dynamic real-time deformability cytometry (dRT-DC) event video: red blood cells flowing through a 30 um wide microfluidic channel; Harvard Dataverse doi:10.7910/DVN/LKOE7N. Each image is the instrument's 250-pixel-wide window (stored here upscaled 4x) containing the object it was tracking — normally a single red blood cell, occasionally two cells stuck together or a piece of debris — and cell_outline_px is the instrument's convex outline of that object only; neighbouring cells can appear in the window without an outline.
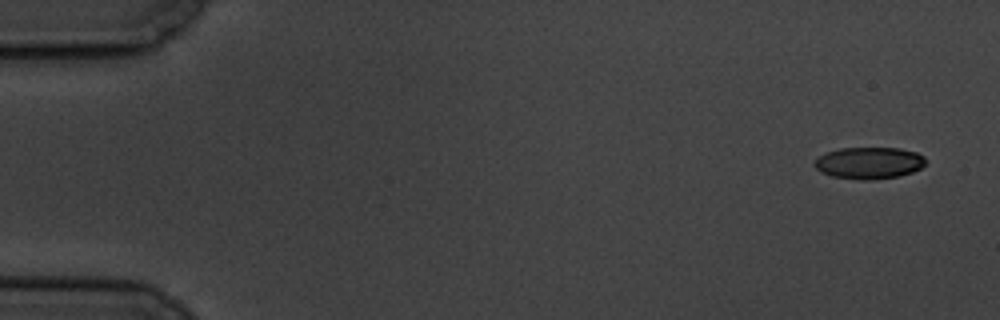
{"species": "common noctule bat (a hibernating species)", "species_latin": "Nyctalus noctula", "temperature_condition": "cold", "stored_images_in_passage": 5, "camera_frame_rate_fps": 3000, "um_per_image_px": 0.085, "animal": {"sex": "male", "body_mass_g": 19.5, "forearm_length_mm": 54.6}, "frame": {"image": 1, "passage_image": 1, "time_ms": 0.0, "image_size_px": [1000, 320], "cell_outline_px": [[928, 160], [920, 168], [912, 172], [900, 176], [872, 180], [860, 180], [832, 176], [820, 172], [812, 164], [820, 156], [828, 152], [840, 148], [900, 148], [916, 152], [924, 156]], "centroid_in_image_um": [73.89, 13.85], "position_along_channel_um": 11.1, "area_um2": 20.69}}
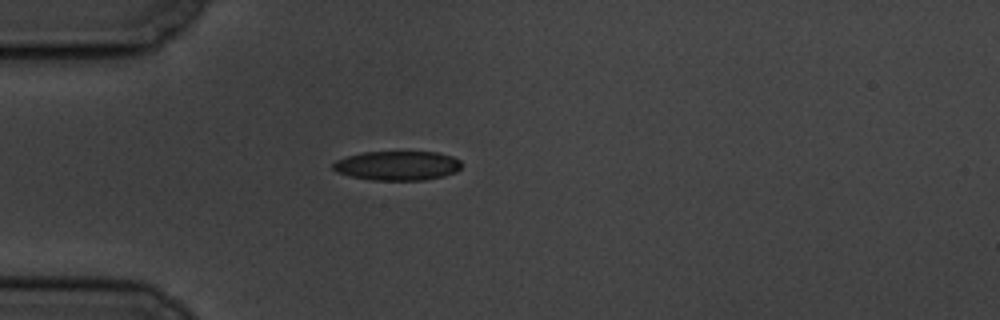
{"frame": {"image": 2, "passage_image": 5, "time_ms": 4.667, "image_size_px": [1000, 320], "cell_outline_px": [[460, 168], [456, 172], [444, 176], [424, 180], [372, 180], [352, 176], [336, 172], [332, 168], [332, 164], [336, 160], [344, 156], [364, 152], [436, 152], [452, 156], [460, 160]], "centroid_in_image_um": [33.76, 14.08], "position_along_channel_um": 51.2, "area_um2": 22.02}}